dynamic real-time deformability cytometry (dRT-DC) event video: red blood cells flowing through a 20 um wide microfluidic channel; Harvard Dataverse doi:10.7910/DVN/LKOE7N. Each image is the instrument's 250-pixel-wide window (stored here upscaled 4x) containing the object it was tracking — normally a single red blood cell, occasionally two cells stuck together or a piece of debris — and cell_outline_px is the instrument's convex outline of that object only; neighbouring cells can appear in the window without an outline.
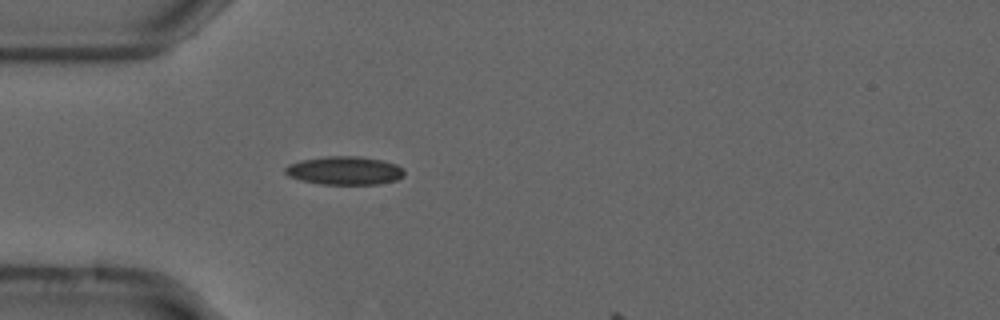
{"species": "common noctule bat (a hibernating species)", "species_latin": "Nyctalus noctula", "temperature_condition": "cold", "stored_images_in_passage": 14, "camera_frame_rate_fps": 3000, "um_per_image_px": 0.085, "animal": {"sex": "male", "forearm_length_mm": 52.5}, "frame": {"image": 1, "passage_image": 10, "time_ms": 3.0, "image_size_px": [1000, 320], "cell_outline_px": [[404, 176], [396, 180], [380, 184], [320, 184], [300, 180], [288, 176], [284, 172], [284, 168], [288, 164], [300, 160], [324, 156], [360, 156], [384, 160], [396, 164], [404, 168]], "centroid_in_image_um": [29.29, 14.49], "position_along_channel_um": 55.7, "area_um2": 20.0}}
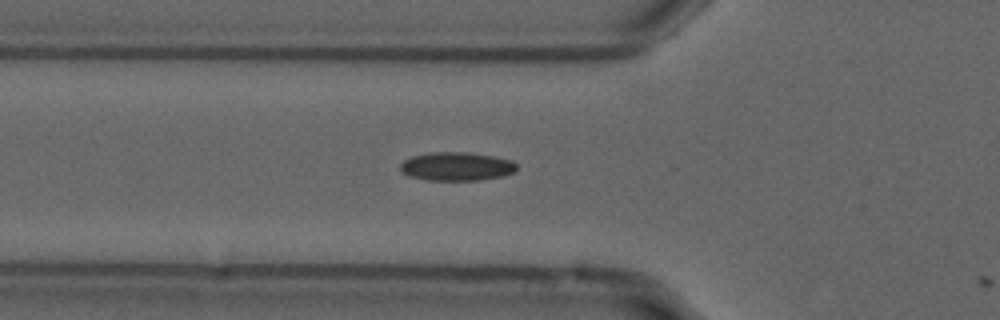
{"frame": {"image": 2, "passage_image": 13, "time_ms": 4.0, "image_size_px": [1000, 320], "cell_outline_px": [[516, 172], [504, 176], [480, 180], [428, 180], [408, 176], [400, 172], [400, 164], [404, 160], [412, 156], [432, 152], [464, 152], [492, 156], [512, 160], [516, 164]], "centroid_in_image_um": [38.8, 14.15], "position_along_channel_um": 87.0, "area_um2": 19.48}}